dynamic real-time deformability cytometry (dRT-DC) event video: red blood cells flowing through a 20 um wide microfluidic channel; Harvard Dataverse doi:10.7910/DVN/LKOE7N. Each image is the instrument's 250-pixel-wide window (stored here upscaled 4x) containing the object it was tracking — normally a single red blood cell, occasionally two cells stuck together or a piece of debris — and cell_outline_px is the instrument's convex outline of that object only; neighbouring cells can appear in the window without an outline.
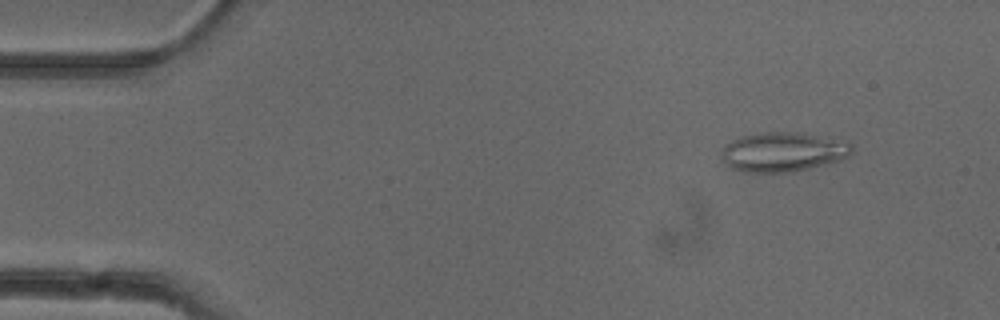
{"species": "common noctule bat (a hibernating species)", "species_latin": "Nyctalus noctula", "temperature_condition": "cold", "stored_images_in_passage": 4, "camera_frame_rate_fps": 3000, "um_per_image_px": 0.085, "animal": {"sex": "female"}, "frame": {"image": 1, "passage_image": 2, "time_ms": 0.333, "image_size_px": [1000, 320], "cell_outline_px": [[852, 152], [848, 156], [840, 160], [792, 172], [744, 172], [732, 168], [724, 160], [724, 148], [732, 140], [740, 136], [764, 132], [800, 132], [852, 144]], "centroid_in_image_um": [66.55, 12.91], "position_along_channel_um": 18.4, "area_um2": 29.3}}